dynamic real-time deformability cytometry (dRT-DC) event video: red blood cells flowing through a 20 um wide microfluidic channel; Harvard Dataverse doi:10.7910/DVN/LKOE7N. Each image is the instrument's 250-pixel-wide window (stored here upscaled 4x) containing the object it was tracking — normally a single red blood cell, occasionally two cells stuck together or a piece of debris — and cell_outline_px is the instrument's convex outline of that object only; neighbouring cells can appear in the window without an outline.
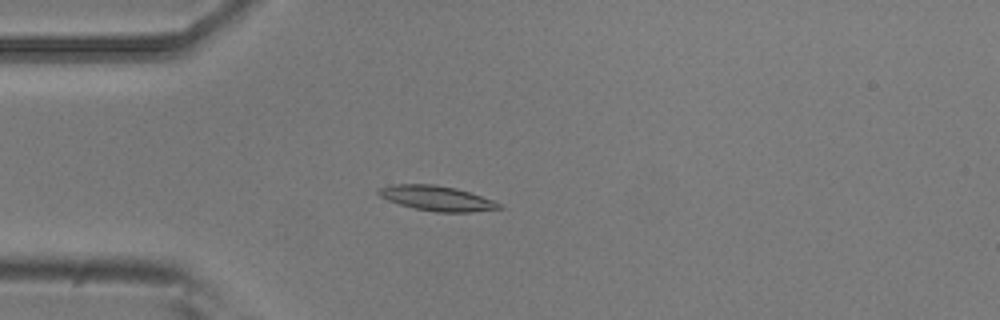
{"species": "common noctule bat (a hibernating species)", "species_latin": "Nyctalus noctula", "temperature_condition": "room temperature", "stored_images_in_passage": 3, "camera_frame_rate_fps": 3000, "um_per_image_px": 0.085, "animal": {"sex": "male", "body_mass_g": 20.5, "forearm_length_mm": 52.5}, "frame": {"image": 1, "passage_image": 3, "time_ms": 0.667, "image_size_px": [1000, 320], "cell_outline_px": [[504, 208], [472, 212], [436, 212], [416, 208], [400, 204], [388, 200], [380, 196], [376, 192], [380, 188], [388, 184], [436, 184], [456, 188], [492, 200], [500, 204]], "centroid_in_image_um": [37.11, 16.84], "position_along_channel_um": 47.9, "area_um2": 17.4}}